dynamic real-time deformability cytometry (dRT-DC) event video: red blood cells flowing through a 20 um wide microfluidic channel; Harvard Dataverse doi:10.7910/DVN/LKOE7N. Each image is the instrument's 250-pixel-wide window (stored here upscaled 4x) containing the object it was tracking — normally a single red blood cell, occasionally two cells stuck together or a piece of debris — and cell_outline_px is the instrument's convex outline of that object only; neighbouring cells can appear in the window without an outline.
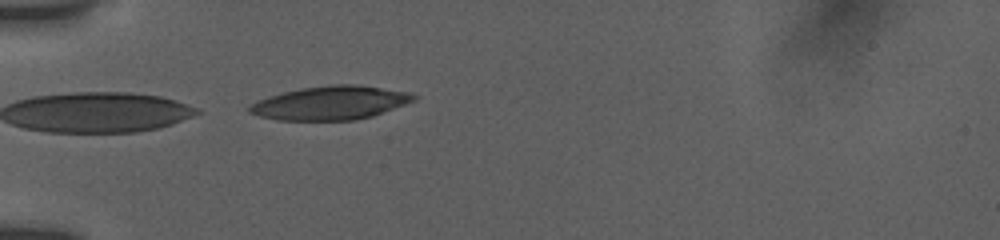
{"species": "human", "species_latin": "Homo sapiens", "temperature_condition": "room temperature", "stored_images_in_passage": 14, "segment_of_instrument_passage": [2, 2], "camera_frame_rate_fps": 3000, "um_per_image_px": 0.085, "donor": {"sex": "female"}, "frame": {"image": 1, "passage_image": 10, "time_ms": 5.333, "image_size_px": [1000, 240], "cell_outline_px": [[416, 100], [372, 116], [356, 120], [276, 120], [260, 116], [248, 112], [248, 108], [256, 100], [268, 96], [300, 88], [332, 84], [356, 84], [408, 92], [416, 96]], "centroid_in_image_um": [28.06, 8.74], "position_along_channel_um": 56.9, "area_um2": 32.14}}
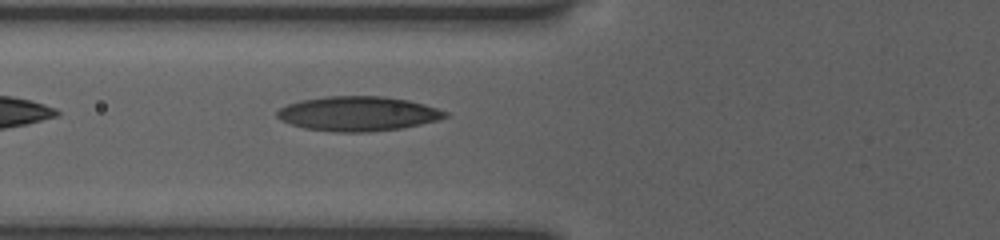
{"frame": {"image": 2, "passage_image": 12, "time_ms": 6.667, "image_size_px": [1000, 240], "cell_outline_px": [[452, 116], [440, 120], [404, 128], [368, 132], [332, 132], [304, 128], [280, 120], [276, 116], [276, 112], [280, 108], [288, 104], [300, 100], [324, 96], [384, 96], [408, 100], [424, 104], [448, 112]], "centroid_in_image_um": [30.46, 9.67], "position_along_channel_um": 95.3, "area_um2": 34.28}}
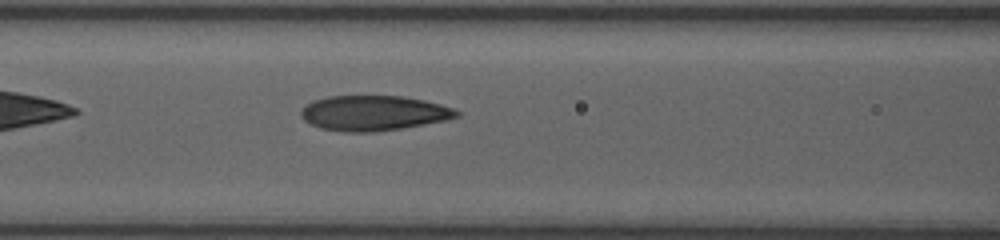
{"frame": {"image": 3, "passage_image": 14, "time_ms": 7.667, "image_size_px": [1000, 240], "cell_outline_px": [[460, 116], [448, 120], [400, 128], [372, 132], [348, 132], [320, 128], [304, 120], [300, 116], [300, 112], [312, 100], [328, 96], [404, 96], [424, 100], [440, 104], [452, 108], [460, 112]], "centroid_in_image_um": [31.77, 9.6], "position_along_channel_um": 134.8, "area_um2": 31.73}}